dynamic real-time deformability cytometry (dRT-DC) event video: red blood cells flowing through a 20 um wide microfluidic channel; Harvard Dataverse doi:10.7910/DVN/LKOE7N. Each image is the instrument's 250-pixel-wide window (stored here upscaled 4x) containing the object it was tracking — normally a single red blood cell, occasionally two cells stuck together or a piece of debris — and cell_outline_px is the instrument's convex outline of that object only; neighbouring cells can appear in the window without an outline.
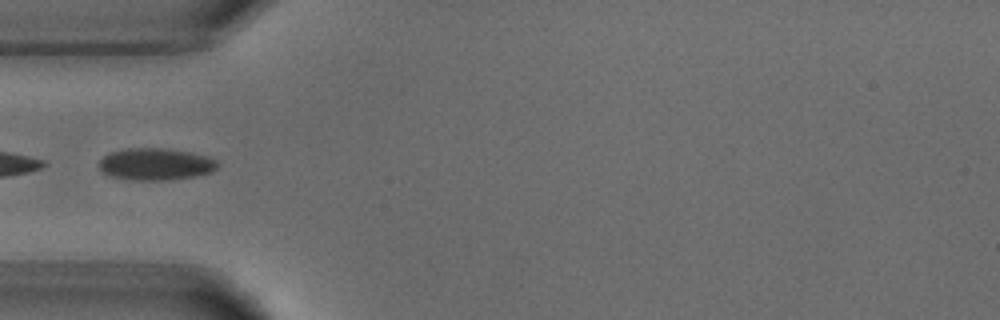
{"species": "common noctule bat (a hibernating species)", "species_latin": "Nyctalus noctula", "temperature_condition": "warm", "stored_images_in_passage": 4, "camera_frame_rate_fps": 3000, "um_per_image_px": 0.085, "animal": {"sex": "male", "body_mass_g": 18.8}, "frame": {"image": 1, "passage_image": 4, "time_ms": 3.333, "image_size_px": [1000, 320], "cell_outline_px": [[220, 164], [212, 172], [196, 176], [164, 180], [128, 180], [108, 176], [100, 172], [96, 164], [108, 152], [124, 148], [168, 148], [192, 152], [216, 160]], "centroid_in_image_um": [13.15, 13.95], "position_along_channel_um": 71.8, "area_um2": 22.6}}